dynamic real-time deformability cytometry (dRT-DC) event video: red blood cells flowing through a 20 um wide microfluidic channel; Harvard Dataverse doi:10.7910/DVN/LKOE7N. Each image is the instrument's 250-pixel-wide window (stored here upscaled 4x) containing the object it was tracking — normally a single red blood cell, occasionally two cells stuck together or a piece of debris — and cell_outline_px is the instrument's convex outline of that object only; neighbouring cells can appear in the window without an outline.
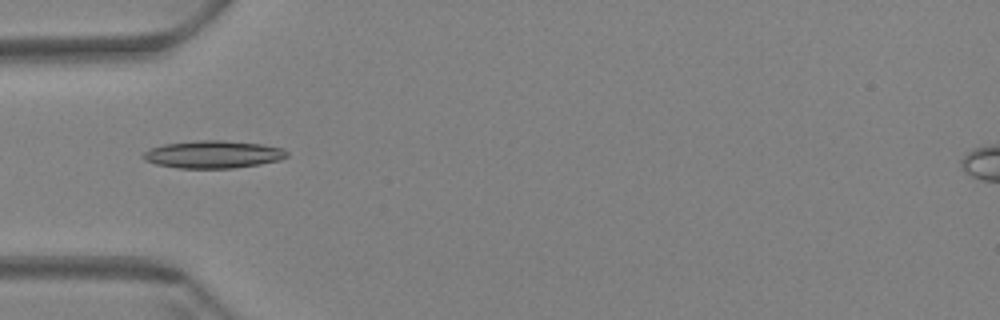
{"species": "Egyptian fruit bat (a non-hibernating species)", "species_latin": "Rousettus aegyptiacus", "temperature_condition": "warm", "stored_images_in_passage": 7, "camera_frame_rate_fps": 3000, "um_per_image_px": 0.085, "animal": {"sex": "female"}, "frame": {"image": 1, "passage_image": 2, "time_ms": 0.333, "image_size_px": [1000, 320], "cell_outline_px": [[288, 156], [280, 160], [260, 164], [232, 168], [180, 168], [156, 164], [144, 160], [140, 156], [144, 152], [152, 148], [164, 144], [200, 140], [224, 140], [260, 144], [284, 148], [288, 152]], "centroid_in_image_um": [18.13, 13.12], "position_along_channel_um": 66.9, "area_um2": 23.06}}